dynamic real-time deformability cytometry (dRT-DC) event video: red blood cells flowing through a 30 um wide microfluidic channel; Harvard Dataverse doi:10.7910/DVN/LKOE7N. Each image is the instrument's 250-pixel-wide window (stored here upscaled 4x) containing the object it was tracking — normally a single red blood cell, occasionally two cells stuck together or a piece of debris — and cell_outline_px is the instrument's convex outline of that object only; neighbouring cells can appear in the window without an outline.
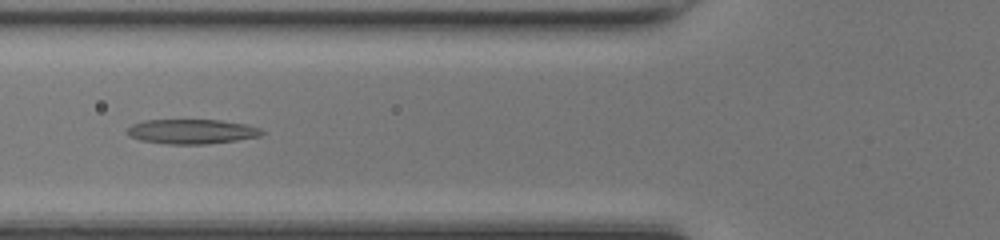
{"species": "common noctule bat (a hibernating species)", "species_latin": "Nyctalus noctula", "temperature_condition": "room temperature", "stored_images_in_passage": 40, "segment_of_instrument_passage": [1, 2], "camera_frame_rate_fps": 3000, "um_per_image_px": 0.085, "animal": {"sex": "female", "body_mass_g": 17.0, "forearm_length_mm": 48.0}, "frame": {"image": 1, "passage_image": 9, "time_ms": 2.667, "image_size_px": [1000, 240], "cell_outline_px": [[264, 132], [260, 136], [236, 140], [204, 144], [168, 144], [140, 140], [128, 136], [124, 132], [132, 124], [144, 120], [220, 120], [244, 124], [260, 128]], "centroid_in_image_um": [16.24, 11.18], "position_along_channel_um": 109.6, "area_um2": 19.31}}
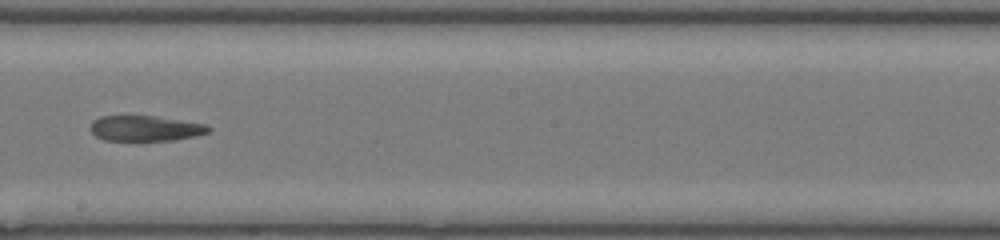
{"frame": {"image": 2, "passage_image": 18, "time_ms": 5.667, "image_size_px": [1000, 240], "cell_outline_px": [[212, 128], [208, 132], [192, 136], [172, 140], [104, 140], [96, 136], [88, 128], [92, 120], [100, 116], [152, 116], [204, 124]], "centroid_in_image_um": [12.27, 10.9], "position_along_channel_um": 235.9, "area_um2": 17.22}}
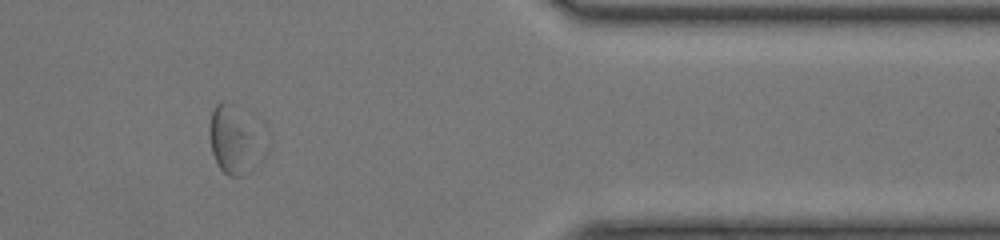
{"frame": {"image": 3, "passage_image": 31, "time_ms": 10.0, "image_size_px": [1000, 240], "cell_outline_px": [[244, 136], [240, 176], [228, 176], [220, 168], [212, 152], [208, 128], [212, 112], [216, 104], [220, 100], [228, 100], [244, 132]], "centroid_in_image_um": [19.25, 11.77], "position_along_channel_um": 392.1, "area_um2": 14.28}}